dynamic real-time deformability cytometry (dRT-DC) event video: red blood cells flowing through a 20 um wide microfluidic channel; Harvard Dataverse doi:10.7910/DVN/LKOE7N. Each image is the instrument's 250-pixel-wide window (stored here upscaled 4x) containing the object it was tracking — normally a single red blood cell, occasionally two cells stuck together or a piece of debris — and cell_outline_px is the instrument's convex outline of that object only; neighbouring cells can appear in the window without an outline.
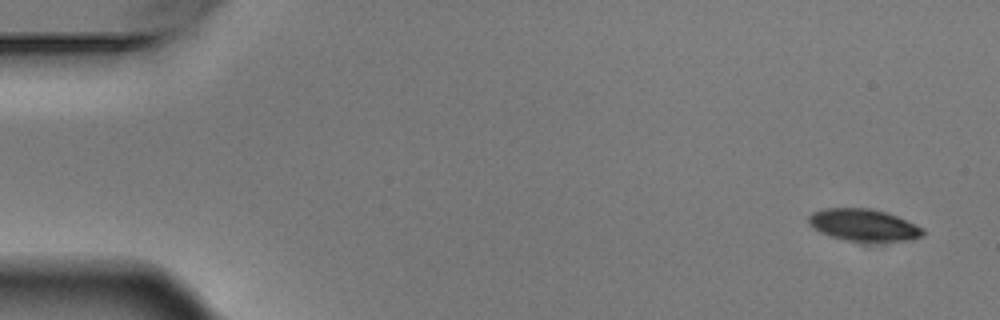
{"species": "Egyptian fruit bat (a non-hibernating species)", "species_latin": "Rousettus aegyptiacus", "temperature_condition": "warm", "stored_images_in_passage": 9, "camera_frame_rate_fps": 3000, "um_per_image_px": 0.085, "animal": {"sex": "male"}, "frame": {"image": 1, "passage_image": 1, "time_ms": 0.0, "image_size_px": [1000, 320], "cell_outline_px": [[924, 236], [908, 240], [876, 244], [868, 244], [848, 240], [832, 236], [820, 232], [808, 224], [808, 216], [812, 212], [824, 208], [868, 208], [884, 212], [896, 216], [924, 228]], "centroid_in_image_um": [73.42, 19.17], "position_along_channel_um": 11.6, "area_um2": 21.85}}
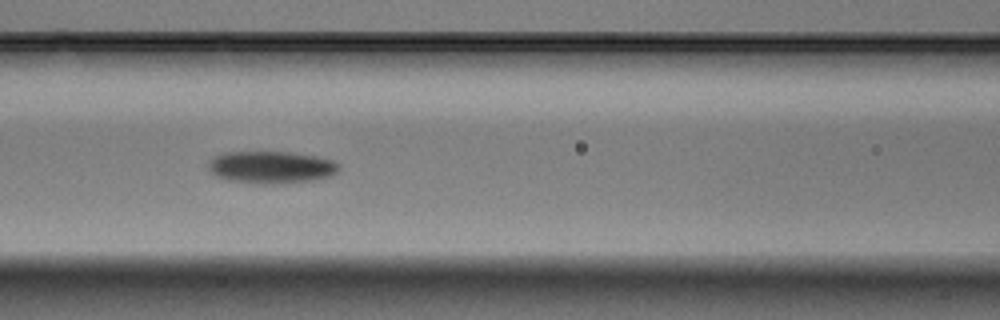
{"frame": {"image": 2, "passage_image": 7, "time_ms": 2.0, "image_size_px": [1000, 320], "cell_outline_px": [[340, 168], [332, 176], [312, 180], [272, 184], [256, 184], [228, 180], [216, 176], [208, 168], [208, 160], [212, 156], [224, 152], [288, 152], [316, 156], [332, 160], [340, 164]], "centroid_in_image_um": [23.02, 14.21], "position_along_channel_um": 143.6, "area_um2": 24.74}}
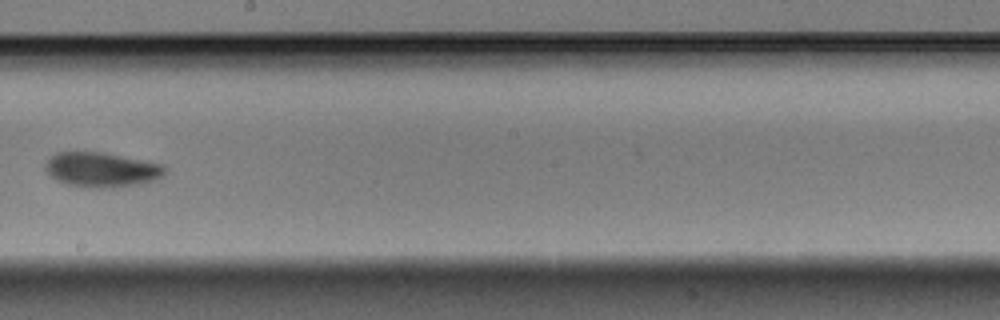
{"frame": {"image": 3, "passage_image": 9, "time_ms": 2.667, "image_size_px": [1000, 320], "cell_outline_px": [[168, 168], [164, 176], [156, 180], [144, 184], [112, 188], [96, 188], [68, 184], [52, 176], [44, 168], [44, 164], [56, 152], [104, 152], [164, 164]], "centroid_in_image_um": [8.74, 14.42], "position_along_channel_um": 239.5, "area_um2": 24.45}}